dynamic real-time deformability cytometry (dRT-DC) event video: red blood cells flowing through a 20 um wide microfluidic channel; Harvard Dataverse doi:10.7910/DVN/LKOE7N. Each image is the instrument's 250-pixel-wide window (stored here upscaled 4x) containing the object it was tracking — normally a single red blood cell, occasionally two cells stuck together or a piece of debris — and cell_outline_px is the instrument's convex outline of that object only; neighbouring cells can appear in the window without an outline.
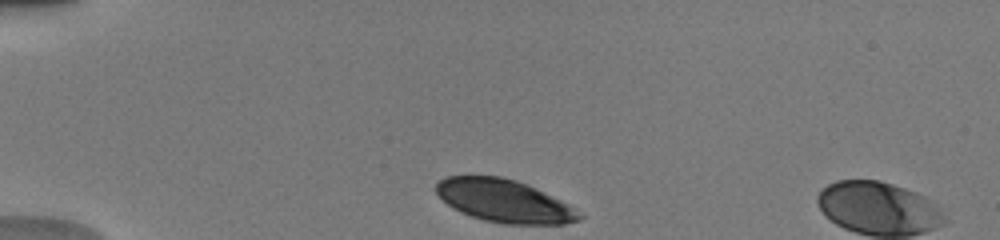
{"species": "human", "species_latin": "Homo sapiens", "temperature_condition": "warm", "stored_images_in_passage": 7, "camera_frame_rate_fps": 3000, "um_per_image_px": 0.085, "donor": {"sex": "male"}, "frame": {"image": 1, "passage_image": 1, "time_ms": 0.0, "image_size_px": [1000, 240], "cell_outline_px": [[584, 216], [580, 220], [564, 224], [504, 224], [484, 220], [460, 212], [452, 208], [436, 192], [436, 184], [440, 180], [448, 176], [500, 176], [516, 180], [572, 208]], "centroid_in_image_um": [42.79, 17.09], "position_along_channel_um": 42.2, "area_um2": 34.74}}